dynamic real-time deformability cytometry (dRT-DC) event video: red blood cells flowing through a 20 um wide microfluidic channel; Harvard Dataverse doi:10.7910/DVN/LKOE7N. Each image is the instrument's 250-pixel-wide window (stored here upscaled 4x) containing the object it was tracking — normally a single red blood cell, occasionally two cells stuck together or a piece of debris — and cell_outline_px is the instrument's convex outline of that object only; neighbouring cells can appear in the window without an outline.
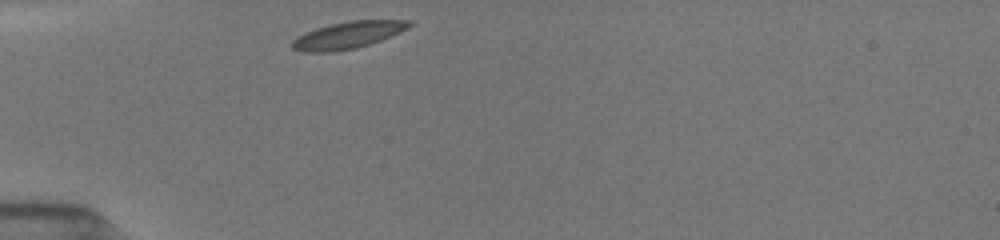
{"species": "common noctule bat (a hibernating species)", "species_latin": "Nyctalus noctula", "temperature_condition": "room temperature", "stored_images_in_passage": 1, "camera_frame_rate_fps": 3000, "um_per_image_px": 0.085, "animal": {"sex": "female", "body_mass_g": 19.5, "forearm_length_mm": 54.1}, "frame": {"image": 1, "passage_image": 1, "time_ms": 0.0, "image_size_px": [1000, 240], "cell_outline_px": [[412, 24], [408, 28], [380, 40], [356, 48], [332, 52], [304, 52], [292, 48], [292, 40], [296, 36], [316, 28], [348, 20], [412, 20]], "centroid_in_image_um": [29.54, 2.98], "position_along_channel_um": 55.5, "area_um2": 18.26}}